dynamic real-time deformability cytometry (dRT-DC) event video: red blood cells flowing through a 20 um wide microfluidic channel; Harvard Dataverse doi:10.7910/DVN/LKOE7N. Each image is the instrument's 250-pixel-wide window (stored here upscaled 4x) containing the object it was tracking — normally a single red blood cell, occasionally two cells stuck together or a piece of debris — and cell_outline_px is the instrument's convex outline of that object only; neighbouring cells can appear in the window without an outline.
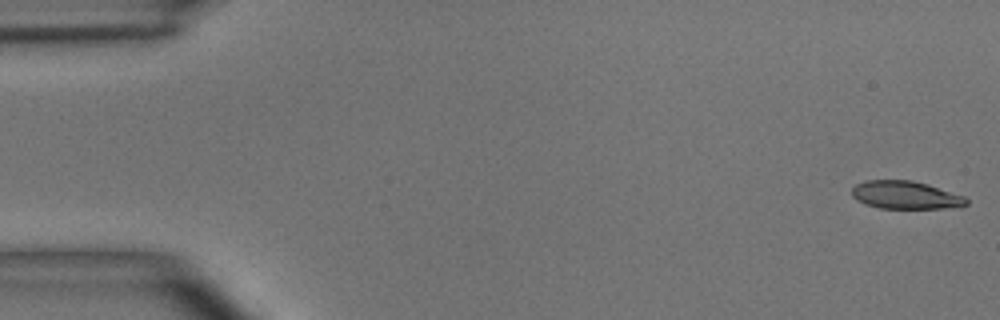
{"species": "common noctule bat (a hibernating species)", "species_latin": "Nyctalus noctula", "temperature_condition": "room temperature", "stored_images_in_passage": 5, "camera_frame_rate_fps": 3000, "um_per_image_px": 0.085, "animal": {"sex": "male", "body_mass_g": 15.6}, "frame": {"image": 1, "passage_image": 1, "time_ms": 0.0, "image_size_px": [1000, 320], "cell_outline_px": [[968, 204], [944, 208], [880, 208], [864, 204], [856, 200], [852, 196], [852, 188], [856, 184], [864, 180], [912, 180], [928, 184], [964, 196], [968, 200]], "centroid_in_image_um": [76.92, 16.57], "position_along_channel_um": 8.1, "area_um2": 18.61}}